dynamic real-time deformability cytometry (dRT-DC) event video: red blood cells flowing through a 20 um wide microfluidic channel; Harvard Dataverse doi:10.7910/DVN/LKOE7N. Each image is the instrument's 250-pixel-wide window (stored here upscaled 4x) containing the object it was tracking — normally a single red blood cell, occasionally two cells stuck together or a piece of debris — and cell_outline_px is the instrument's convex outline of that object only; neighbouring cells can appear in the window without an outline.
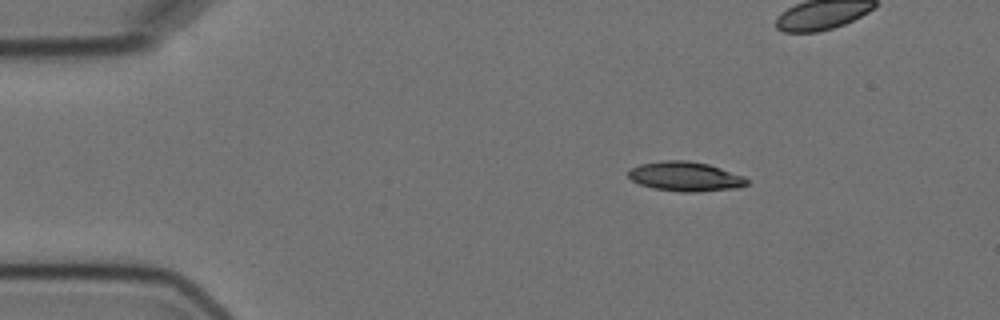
{"species": "Egyptian fruit bat (a non-hibernating species)", "species_latin": "Rousettus aegyptiacus", "temperature_condition": "cold", "stored_images_in_passage": 5, "segment_of_instrument_passage": [1, 2], "camera_frame_rate_fps": 3000, "um_per_image_px": 0.085, "animal": {"sex": "female"}, "frame": {"image": 1, "passage_image": 1, "time_ms": 0.0, "image_size_px": [1000, 320], "cell_outline_px": [[748, 184], [736, 188], [696, 192], [680, 192], [652, 188], [640, 184], [632, 180], [628, 176], [628, 172], [632, 168], [640, 164], [660, 160], [688, 160], [708, 164], [744, 176], [748, 180]], "centroid_in_image_um": [58.24, 15.0], "position_along_channel_um": 26.8, "area_um2": 20.4}}
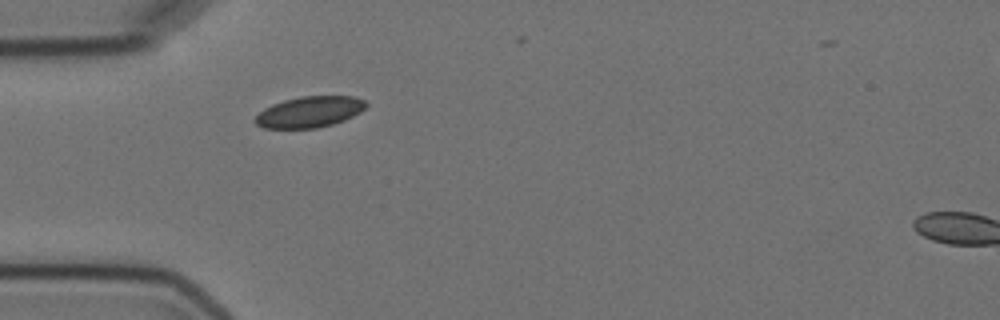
{"frame": {"image": 2, "passage_image": 4, "time_ms": 4.333, "image_size_px": [1000, 320], "cell_outline_px": [[368, 104], [360, 112], [344, 120], [332, 124], [316, 128], [264, 128], [256, 124], [252, 120], [264, 108], [272, 104], [284, 100], [300, 96], [356, 96], [364, 100]], "centroid_in_image_um": [26.3, 9.5], "position_along_channel_um": 58.7, "area_um2": 20.06}}